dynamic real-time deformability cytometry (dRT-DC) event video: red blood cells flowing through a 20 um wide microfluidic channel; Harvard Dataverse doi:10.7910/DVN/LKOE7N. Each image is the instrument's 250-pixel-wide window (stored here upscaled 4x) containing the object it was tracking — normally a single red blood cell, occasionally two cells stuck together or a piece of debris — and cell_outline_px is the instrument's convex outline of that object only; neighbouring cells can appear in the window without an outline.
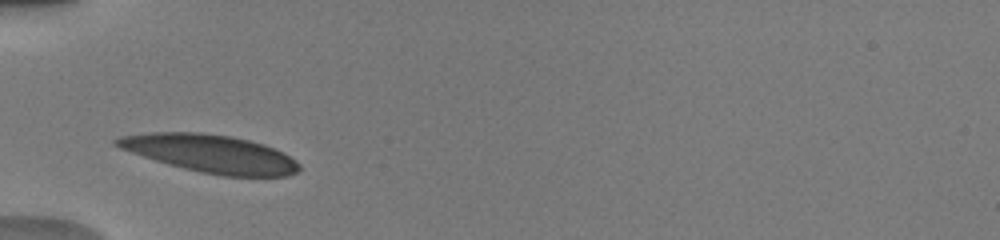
{"species": "human", "species_latin": "Homo sapiens", "temperature_condition": "warm", "stored_images_in_passage": 10, "camera_frame_rate_fps": 3000, "um_per_image_px": 0.085, "donor": {"sex": "male"}, "frame": {"image": 1, "passage_image": 1, "time_ms": 0.0, "image_size_px": [1000, 240], "cell_outline_px": [[300, 168], [296, 172], [288, 176], [224, 176], [200, 172], [168, 164], [120, 148], [112, 144], [112, 140], [120, 136], [152, 132], [200, 132], [232, 136], [264, 144], [296, 160], [300, 164]], "centroid_in_image_um": [17.88, 13.05], "position_along_channel_um": 67.1, "area_um2": 40.0}}
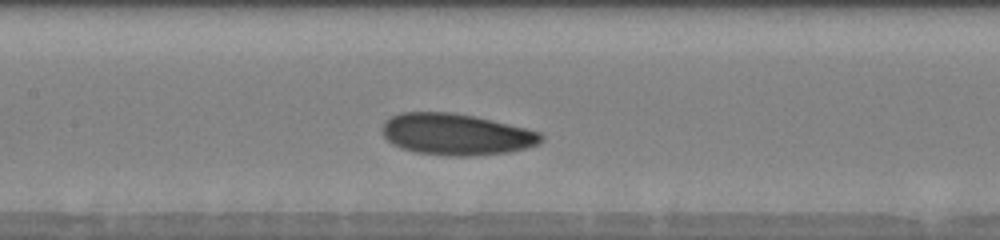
{"frame": {"image": 2, "passage_image": 5, "time_ms": 2.667, "image_size_px": [1000, 240], "cell_outline_px": [[544, 140], [540, 144], [528, 148], [508, 152], [468, 156], [448, 156], [416, 152], [392, 144], [384, 136], [380, 128], [384, 120], [400, 112], [452, 112], [472, 116], [508, 124], [540, 132], [544, 136]], "centroid_in_image_um": [38.76, 11.42], "position_along_channel_um": 168.6, "area_um2": 38.44}}
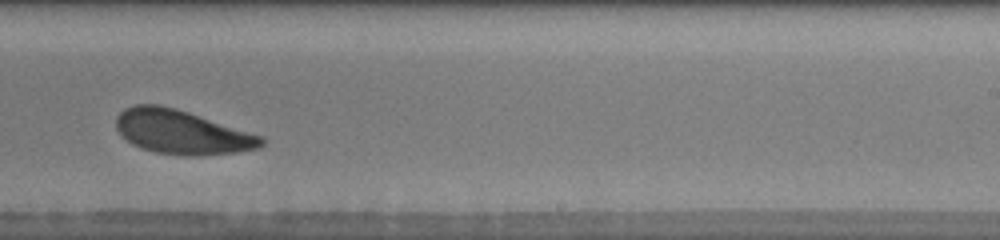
{"frame": {"image": 3, "passage_image": 9, "time_ms": 5.333, "image_size_px": [1000, 240], "cell_outline_px": [[264, 144], [256, 148], [236, 152], [200, 156], [184, 156], [156, 152], [140, 148], [132, 144], [120, 136], [116, 128], [116, 116], [124, 108], [136, 104], [160, 104], [176, 108], [264, 136]], "centroid_in_image_um": [15.42, 11.22], "position_along_channel_um": 273.6, "area_um2": 37.57}}